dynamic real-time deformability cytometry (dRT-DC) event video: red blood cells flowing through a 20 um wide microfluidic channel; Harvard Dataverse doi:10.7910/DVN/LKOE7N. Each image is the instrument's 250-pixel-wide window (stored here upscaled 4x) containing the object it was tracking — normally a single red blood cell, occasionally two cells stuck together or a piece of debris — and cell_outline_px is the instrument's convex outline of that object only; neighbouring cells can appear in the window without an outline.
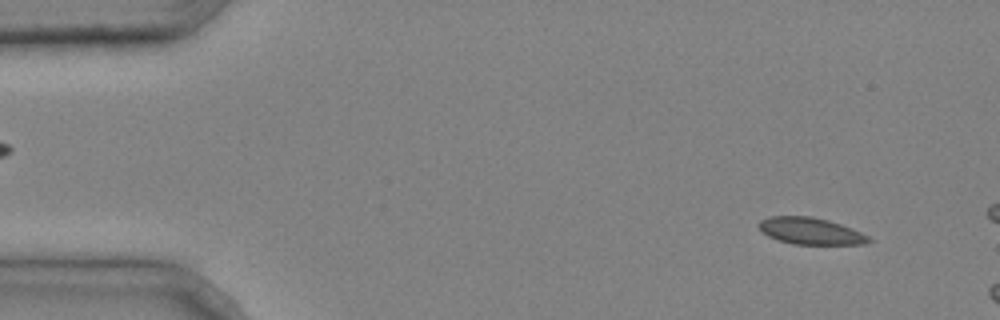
{"species": "common noctule bat (a hibernating species)", "species_latin": "Nyctalus noctula", "temperature_condition": "cold", "stored_images_in_passage": 4, "segment_of_instrument_passage": [2, 2], "camera_frame_rate_fps": 3000, "um_per_image_px": 0.085, "animal": {"sex": "male", "body_mass_g": 20.4}, "frame": {"image": 1, "passage_image": 4, "time_ms": 1.0, "image_size_px": [1000, 320], "cell_outline_px": [[872, 240], [864, 244], [792, 244], [768, 236], [760, 228], [760, 220], [772, 216], [812, 216], [828, 220], [852, 228], [868, 236]], "centroid_in_image_um": [68.92, 19.63], "position_along_channel_um": 16.1, "area_um2": 16.88}}